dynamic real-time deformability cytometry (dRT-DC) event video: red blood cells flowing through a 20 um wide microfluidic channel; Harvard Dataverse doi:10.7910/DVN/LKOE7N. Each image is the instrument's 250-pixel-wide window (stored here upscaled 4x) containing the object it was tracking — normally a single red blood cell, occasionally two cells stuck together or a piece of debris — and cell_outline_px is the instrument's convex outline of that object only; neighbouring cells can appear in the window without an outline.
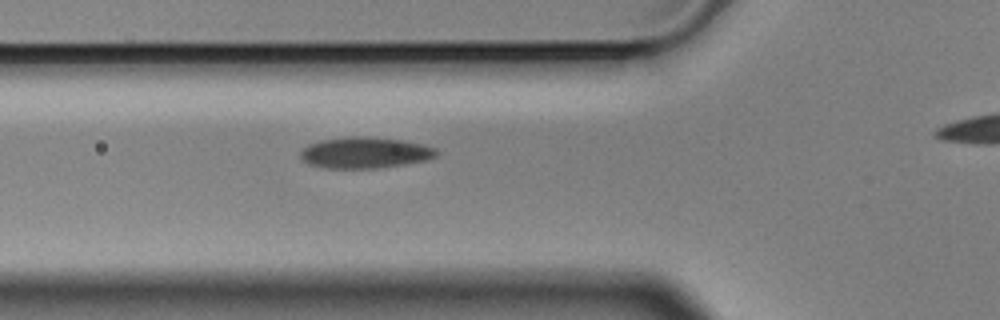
{"species": "Egyptian fruit bat (a non-hibernating species)", "species_latin": "Rousettus aegyptiacus", "temperature_condition": "cold", "stored_images_in_passage": 5, "camera_frame_rate_fps": 3000, "um_per_image_px": 0.085, "animal": {"sex": "male"}, "frame": {"image": 1, "passage_image": 5, "time_ms": 1.333, "image_size_px": [1000, 320], "cell_outline_px": [[440, 152], [436, 156], [428, 160], [380, 168], [324, 168], [308, 164], [300, 156], [300, 152], [308, 144], [320, 140], [348, 136], [364, 136], [400, 140], [424, 144], [436, 148]], "centroid_in_image_um": [31.04, 12.98], "position_along_channel_um": 94.8, "area_um2": 24.85}}